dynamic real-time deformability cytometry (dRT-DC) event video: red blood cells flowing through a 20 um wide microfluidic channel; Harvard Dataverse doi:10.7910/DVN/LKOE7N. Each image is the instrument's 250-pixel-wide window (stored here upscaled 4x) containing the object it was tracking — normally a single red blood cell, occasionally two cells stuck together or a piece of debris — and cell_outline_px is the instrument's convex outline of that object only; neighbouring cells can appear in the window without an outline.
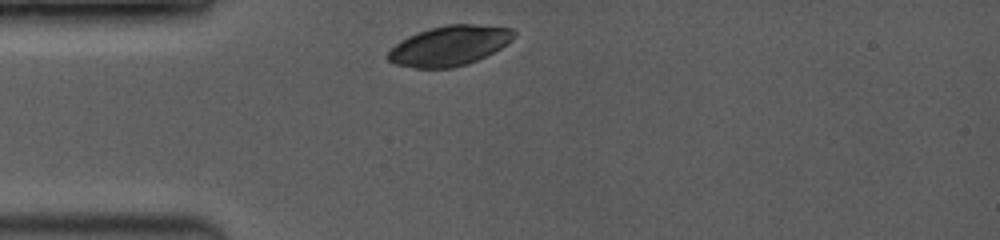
{"species": "common noctule bat (a hibernating species)", "species_latin": "Nyctalus noctula", "temperature_condition": "room temperature", "stored_images_in_passage": 31, "camera_frame_rate_fps": 3500, "um_per_image_px": 0.085, "animal": {"sex": "female", "body_mass_g": 19.0, "forearm_length_mm": 53.3}, "frame": {"image": 1, "passage_image": 1, "time_ms": 0.0, "image_size_px": [1000, 240], "cell_outline_px": [[516, 36], [512, 40], [500, 48], [476, 60], [452, 68], [416, 68], [396, 64], [388, 60], [384, 56], [396, 44], [408, 36], [432, 28], [448, 24], [476, 24], [512, 28], [516, 32]], "centroid_in_image_um": [38.2, 3.88], "position_along_channel_um": 46.8, "area_um2": 29.02}}
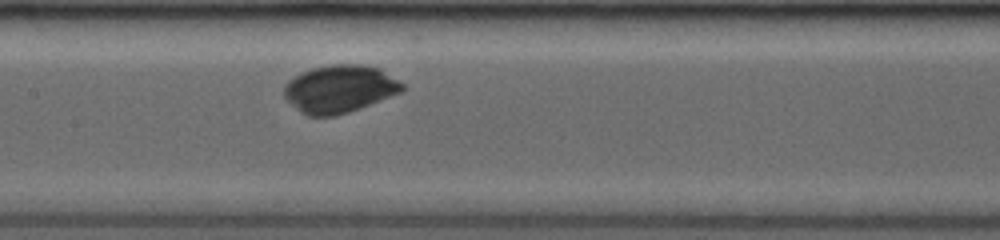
{"frame": {"image": 2, "passage_image": 14, "time_ms": 3.714, "image_size_px": [1000, 240], "cell_outline_px": [[404, 88], [400, 92], [348, 112], [336, 116], [308, 116], [300, 112], [284, 96], [284, 84], [288, 80], [300, 72], [312, 68], [332, 64], [360, 64], [380, 68], [404, 84]], "centroid_in_image_um": [28.83, 7.54], "position_along_channel_um": 178.6, "area_um2": 32.66}}
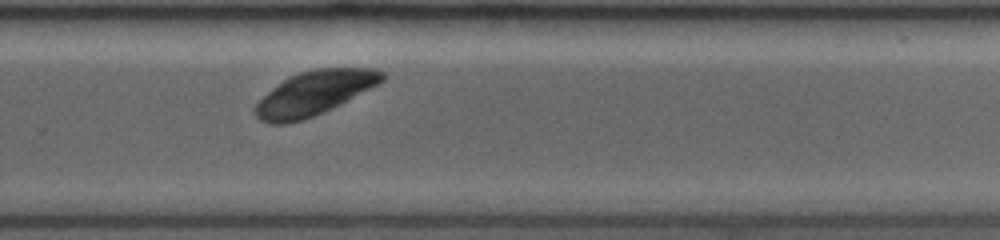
{"frame": {"image": 3, "passage_image": 26, "time_ms": 6.857, "image_size_px": [1000, 240], "cell_outline_px": [[388, 76], [384, 80], [340, 104], [324, 112], [288, 124], [272, 124], [260, 120], [256, 116], [256, 104], [272, 88], [288, 76], [300, 72], [316, 68], [372, 68], [384, 72]], "centroid_in_image_um": [26.72, 7.9], "position_along_channel_um": 303.1, "area_um2": 32.19}}